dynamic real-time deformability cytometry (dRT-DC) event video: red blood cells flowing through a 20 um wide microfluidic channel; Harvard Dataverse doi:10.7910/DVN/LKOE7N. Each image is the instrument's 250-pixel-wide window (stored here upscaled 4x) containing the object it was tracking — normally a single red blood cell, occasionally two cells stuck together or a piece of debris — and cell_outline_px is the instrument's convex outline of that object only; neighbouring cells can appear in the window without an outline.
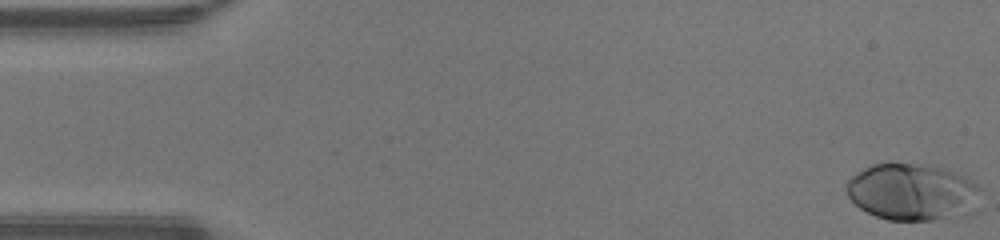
{"species": "human", "species_latin": "Homo sapiens", "temperature_condition": "warm", "stored_images_in_passage": 48, "camera_frame_rate_fps": 3000, "um_per_image_px": 0.085, "donor": {"sex": "male"}, "frame": {"image": 1, "passage_image": 1, "time_ms": 0.0, "image_size_px": [1000, 240], "cell_outline_px": [[980, 188], [976, 212], [968, 216], [932, 220], [888, 220], [876, 216], [860, 208], [848, 196], [844, 188], [844, 184], [856, 172], [872, 164], [932, 164], [972, 180]], "centroid_in_image_um": [77.57, 16.34], "position_along_channel_um": 7.4, "area_um2": 44.97}}
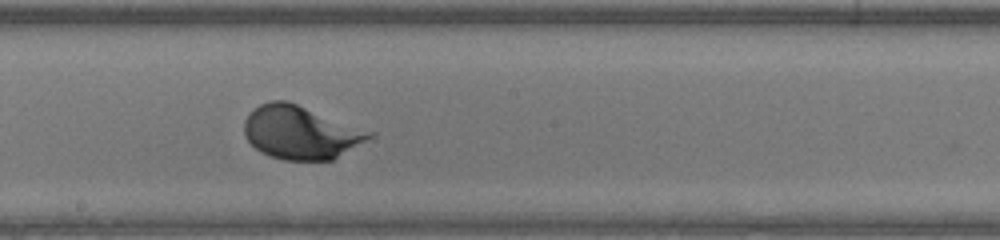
{"frame": {"image": 2, "passage_image": 26, "time_ms": 8.333, "image_size_px": [1000, 240], "cell_outline_px": [[376, 136], [332, 160], [284, 160], [260, 152], [244, 136], [244, 120], [260, 104], [268, 100], [288, 100], [376, 132]], "centroid_in_image_um": [25.61, 11.24], "position_along_channel_um": 222.6, "area_um2": 39.19}}
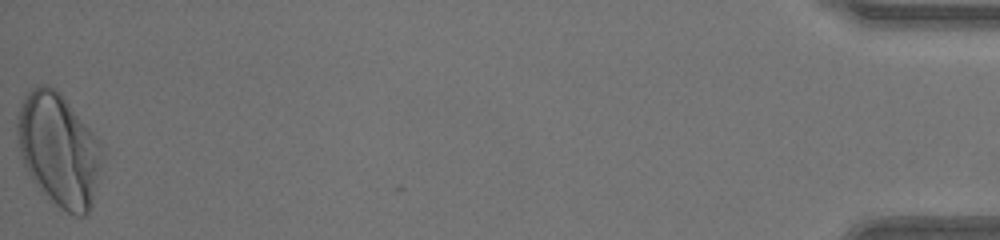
{"frame": {"image": 3, "passage_image": 48, "time_ms": 15.667, "image_size_px": [1000, 240], "cell_outline_px": [[104, 152], [92, 204], [88, 212], [84, 216], [76, 216], [60, 208], [48, 200], [32, 180], [24, 164], [20, 152], [16, 132], [16, 116], [20, 104], [24, 96], [32, 88], [40, 84], [48, 84], [56, 88], [60, 92], [100, 140]], "centroid_in_image_um": [4.99, 12.71], "position_along_channel_um": 430.2, "area_um2": 56.36}, "authors_computed_cell_mechanics": {"area_um2": 39.1884, "velocity_mm_per_s": 4.3101, "shape_relaxation_time_tau1_ms": 2.0488, "shape_relaxation_time_tau2_ms": null, "deformation_change_tau1": 0.1641, "deformation_change_tau2": null}}